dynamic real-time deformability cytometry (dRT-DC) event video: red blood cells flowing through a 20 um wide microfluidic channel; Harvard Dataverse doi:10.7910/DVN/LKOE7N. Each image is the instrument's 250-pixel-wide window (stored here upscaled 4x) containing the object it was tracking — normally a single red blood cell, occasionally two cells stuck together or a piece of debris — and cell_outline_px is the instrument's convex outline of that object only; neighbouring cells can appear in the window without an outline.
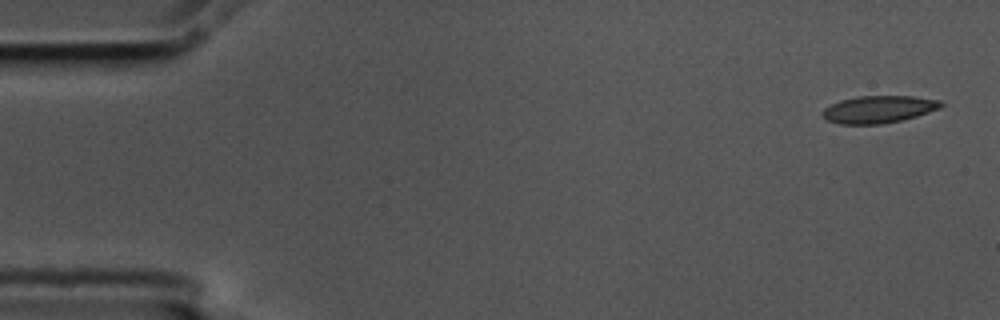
{"species": "common noctule bat (a hibernating species)", "species_latin": "Nyctalus noctula", "temperature_condition": "cold", "stored_images_in_passage": 4, "camera_frame_rate_fps": 3000, "um_per_image_px": 0.085, "animal": {"sex": "male", "body_mass_g": 17.5, "forearm_length_mm": 52.3}, "frame": {"image": 1, "passage_image": 1, "time_ms": 0.0, "image_size_px": [1000, 320], "cell_outline_px": [[944, 104], [940, 108], [904, 120], [880, 124], [840, 124], [828, 120], [820, 116], [820, 112], [824, 108], [840, 100], [856, 96], [912, 96], [940, 100]], "centroid_in_image_um": [74.65, 9.29], "position_along_channel_um": 10.3, "area_um2": 18.96}}